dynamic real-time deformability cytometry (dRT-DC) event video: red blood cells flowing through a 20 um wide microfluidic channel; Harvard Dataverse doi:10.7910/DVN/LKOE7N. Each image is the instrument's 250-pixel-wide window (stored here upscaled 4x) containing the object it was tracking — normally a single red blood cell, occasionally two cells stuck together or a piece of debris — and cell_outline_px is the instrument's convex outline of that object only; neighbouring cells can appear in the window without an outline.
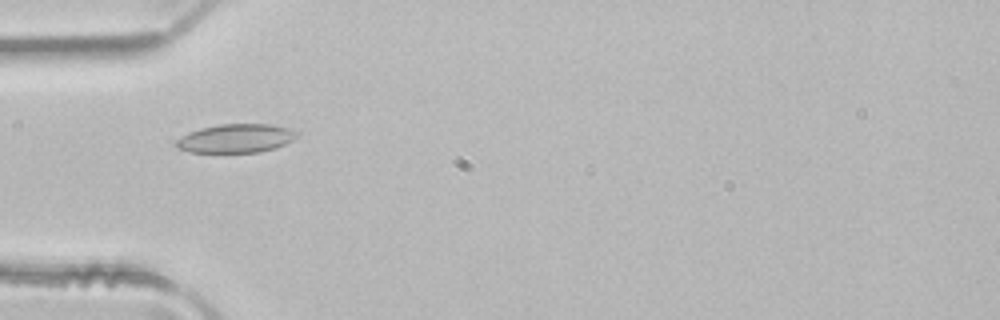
{"species": "common noctule bat (a hibernating species)", "species_latin": "Nyctalus noctula", "temperature_condition": "room temperature", "stored_images_in_passage": 4, "camera_frame_rate_fps": 3000, "um_per_image_px": 0.085, "animal": {"sex": "male", "body_mass_g": 21.5, "forearm_length_mm": 52.0}, "frame": {"image": 1, "passage_image": 4, "time_ms": 1.0, "image_size_px": [1000, 320], "cell_outline_px": [[300, 132], [292, 140], [284, 144], [260, 152], [192, 152], [176, 148], [176, 140], [180, 136], [188, 132], [200, 128], [220, 124], [272, 124], [288, 128]], "centroid_in_image_um": [20.03, 11.75], "position_along_channel_um": 65.0, "area_um2": 20.11}}